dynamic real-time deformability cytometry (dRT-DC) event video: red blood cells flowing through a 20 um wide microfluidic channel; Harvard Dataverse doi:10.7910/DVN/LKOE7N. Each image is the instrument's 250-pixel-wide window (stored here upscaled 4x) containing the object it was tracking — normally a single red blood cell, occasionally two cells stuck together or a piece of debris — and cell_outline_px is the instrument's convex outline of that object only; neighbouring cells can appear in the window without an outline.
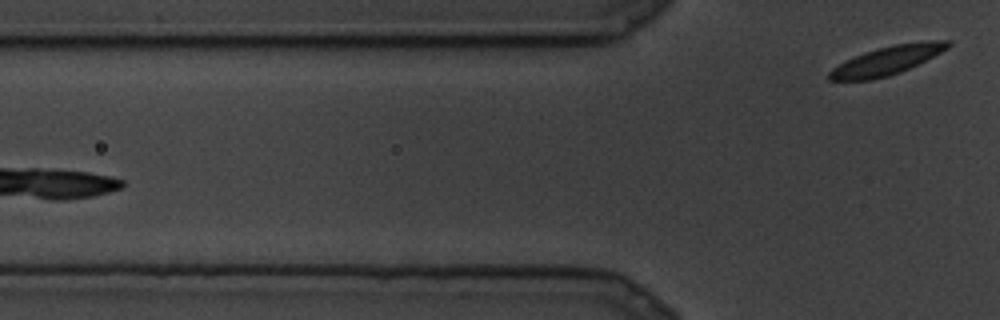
{"species": "common noctule bat (a hibernating species)", "species_latin": "Nyctalus noctula", "temperature_condition": "cold", "stored_images_in_passage": 8, "segment_of_instrument_passage": [2, 2], "camera_frame_rate_fps": 3000, "um_per_image_px": 0.085, "animal": {"sex": "male", "body_mass_g": 19.5, "forearm_length_mm": 54.6}, "frame": {"image": 1, "passage_image": 8, "time_ms": 2.333, "image_size_px": [1000, 320], "cell_outline_px": [[952, 44], [948, 48], [900, 72], [888, 76], [872, 80], [828, 80], [828, 72], [832, 68], [864, 52], [896, 44], [920, 40], [952, 40]], "centroid_in_image_um": [75.41, 5.13], "position_along_channel_um": 50.4, "area_um2": 19.48}}